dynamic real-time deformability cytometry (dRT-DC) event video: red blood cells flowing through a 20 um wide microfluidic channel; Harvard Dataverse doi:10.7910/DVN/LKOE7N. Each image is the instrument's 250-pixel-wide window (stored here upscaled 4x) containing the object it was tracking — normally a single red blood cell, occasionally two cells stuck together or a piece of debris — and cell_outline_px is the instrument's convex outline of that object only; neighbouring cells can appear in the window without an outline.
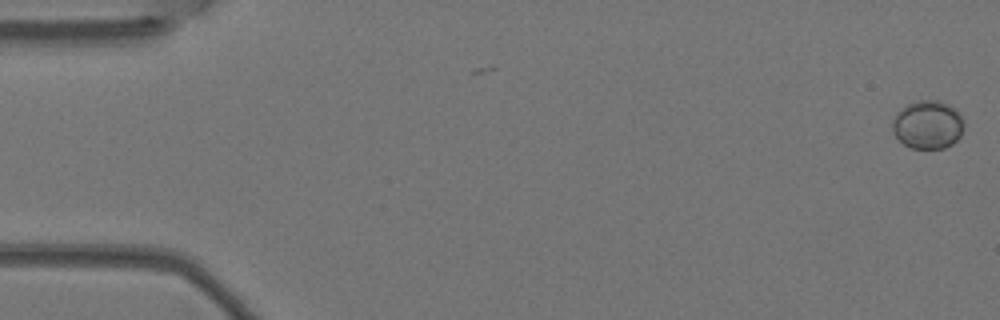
{"species": "Egyptian fruit bat (a non-hibernating species)", "species_latin": "Rousettus aegyptiacus", "temperature_condition": "warm", "stored_images_in_passage": 5, "camera_frame_rate_fps": 3000, "um_per_image_px": 0.085, "animal": {"sex": "female"}, "frame": {"image": 1, "passage_image": 1, "time_ms": 0.0, "image_size_px": [1000, 320], "cell_outline_px": [[964, 124], [960, 136], [952, 144], [944, 148], [912, 148], [904, 144], [892, 132], [892, 120], [896, 112], [900, 108], [908, 104], [920, 100], [936, 100], [948, 104], [956, 108], [960, 112], [964, 120]], "centroid_in_image_um": [78.86, 10.58], "position_along_channel_um": 6.1, "area_um2": 20.35}}
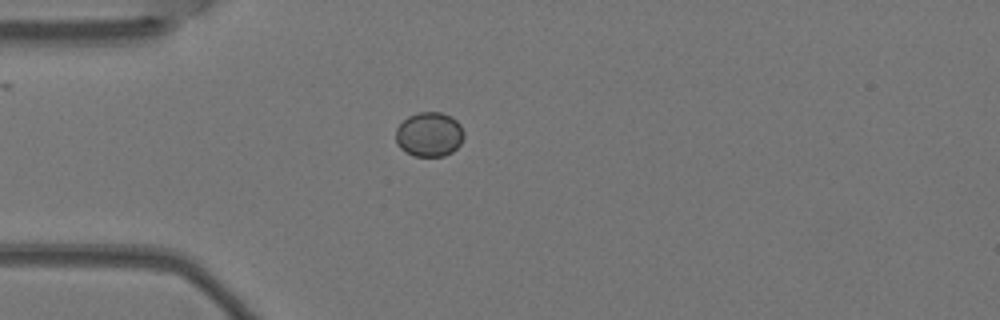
{"frame": {"image": 2, "passage_image": 5, "time_ms": 1.333, "image_size_px": [1000, 320], "cell_outline_px": [[464, 136], [460, 144], [452, 152], [444, 156], [416, 156], [404, 152], [396, 144], [396, 128], [408, 116], [416, 112], [440, 112], [456, 120], [460, 124], [464, 132]], "centroid_in_image_um": [36.47, 11.43], "position_along_channel_um": 48.5, "area_um2": 17.74}}